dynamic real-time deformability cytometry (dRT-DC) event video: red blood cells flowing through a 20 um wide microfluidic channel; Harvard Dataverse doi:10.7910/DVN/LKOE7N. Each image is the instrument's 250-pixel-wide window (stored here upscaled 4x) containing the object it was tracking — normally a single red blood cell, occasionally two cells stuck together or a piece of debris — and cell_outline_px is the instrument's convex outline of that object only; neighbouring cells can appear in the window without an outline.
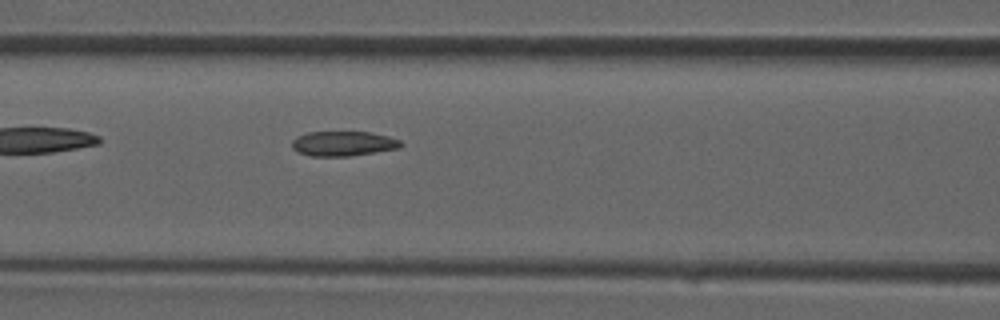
{"species": "common noctule bat (a hibernating species)", "species_latin": "Nyctalus noctula", "temperature_condition": "room temperature", "stored_images_in_passage": 28, "camera_frame_rate_fps": 3000, "um_per_image_px": 0.085, "animal": {"sex": "male", "forearm_length_mm": 52.5}, "frame": {"image": 1, "passage_image": 5, "time_ms": 1.333, "image_size_px": [1000, 320], "cell_outline_px": [[404, 144], [400, 148], [348, 156], [308, 156], [296, 152], [292, 148], [292, 140], [296, 136], [308, 132], [368, 132], [388, 136], [400, 140]], "centroid_in_image_um": [29.14, 12.21], "position_along_channel_um": 137.5, "area_um2": 15.84}}
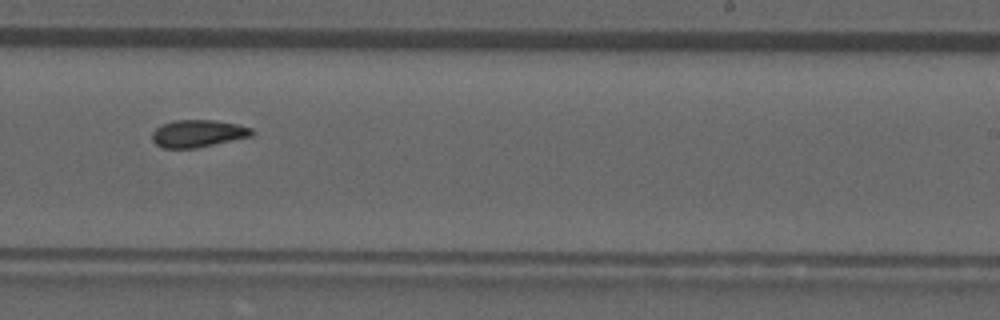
{"frame": {"image": 2, "passage_image": 13, "time_ms": 4.0, "image_size_px": [1000, 320], "cell_outline_px": [[252, 136], [196, 148], [164, 148], [156, 144], [152, 140], [152, 132], [156, 128], [164, 124], [176, 120], [216, 120], [236, 124], [252, 128]], "centroid_in_image_um": [16.81, 11.35], "position_along_channel_um": 272.2, "area_um2": 15.72}}